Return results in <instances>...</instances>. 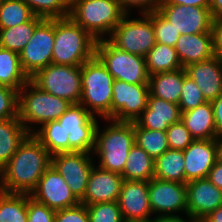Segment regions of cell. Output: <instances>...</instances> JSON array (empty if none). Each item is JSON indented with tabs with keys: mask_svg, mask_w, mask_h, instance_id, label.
<instances>
[{
	"mask_svg": "<svg viewBox=\"0 0 222 222\" xmlns=\"http://www.w3.org/2000/svg\"><path fill=\"white\" fill-rule=\"evenodd\" d=\"M51 166V154L29 134L0 170V188L6 193L30 194Z\"/></svg>",
	"mask_w": 222,
	"mask_h": 222,
	"instance_id": "cell-1",
	"label": "cell"
},
{
	"mask_svg": "<svg viewBox=\"0 0 222 222\" xmlns=\"http://www.w3.org/2000/svg\"><path fill=\"white\" fill-rule=\"evenodd\" d=\"M109 125L100 130L99 123L95 133L93 153L98 157V167L122 174L131 147L135 144L134 122L106 119Z\"/></svg>",
	"mask_w": 222,
	"mask_h": 222,
	"instance_id": "cell-2",
	"label": "cell"
},
{
	"mask_svg": "<svg viewBox=\"0 0 222 222\" xmlns=\"http://www.w3.org/2000/svg\"><path fill=\"white\" fill-rule=\"evenodd\" d=\"M70 105L67 100L41 90L31 80L18 91V118L29 134H34L37 128L48 122L58 120Z\"/></svg>",
	"mask_w": 222,
	"mask_h": 222,
	"instance_id": "cell-3",
	"label": "cell"
},
{
	"mask_svg": "<svg viewBox=\"0 0 222 222\" xmlns=\"http://www.w3.org/2000/svg\"><path fill=\"white\" fill-rule=\"evenodd\" d=\"M96 40L70 17L55 19L52 63L81 66L95 56Z\"/></svg>",
	"mask_w": 222,
	"mask_h": 222,
	"instance_id": "cell-4",
	"label": "cell"
},
{
	"mask_svg": "<svg viewBox=\"0 0 222 222\" xmlns=\"http://www.w3.org/2000/svg\"><path fill=\"white\" fill-rule=\"evenodd\" d=\"M125 14L117 0H71L70 3L69 17L96 41L109 38Z\"/></svg>",
	"mask_w": 222,
	"mask_h": 222,
	"instance_id": "cell-5",
	"label": "cell"
},
{
	"mask_svg": "<svg viewBox=\"0 0 222 222\" xmlns=\"http://www.w3.org/2000/svg\"><path fill=\"white\" fill-rule=\"evenodd\" d=\"M114 78L103 63L94 56L81 65L82 96L79 104L92 115L111 119L112 86Z\"/></svg>",
	"mask_w": 222,
	"mask_h": 222,
	"instance_id": "cell-6",
	"label": "cell"
},
{
	"mask_svg": "<svg viewBox=\"0 0 222 222\" xmlns=\"http://www.w3.org/2000/svg\"><path fill=\"white\" fill-rule=\"evenodd\" d=\"M95 56L114 79L131 84H148L146 58L118 49L108 39L96 42Z\"/></svg>",
	"mask_w": 222,
	"mask_h": 222,
	"instance_id": "cell-7",
	"label": "cell"
},
{
	"mask_svg": "<svg viewBox=\"0 0 222 222\" xmlns=\"http://www.w3.org/2000/svg\"><path fill=\"white\" fill-rule=\"evenodd\" d=\"M140 14L141 17L130 19L132 14L126 13L107 39L120 50L146 57L156 44L155 31L152 17Z\"/></svg>",
	"mask_w": 222,
	"mask_h": 222,
	"instance_id": "cell-8",
	"label": "cell"
},
{
	"mask_svg": "<svg viewBox=\"0 0 222 222\" xmlns=\"http://www.w3.org/2000/svg\"><path fill=\"white\" fill-rule=\"evenodd\" d=\"M30 80L41 90L79 104L82 96L81 66L49 64L37 71Z\"/></svg>",
	"mask_w": 222,
	"mask_h": 222,
	"instance_id": "cell-9",
	"label": "cell"
},
{
	"mask_svg": "<svg viewBox=\"0 0 222 222\" xmlns=\"http://www.w3.org/2000/svg\"><path fill=\"white\" fill-rule=\"evenodd\" d=\"M68 138V152L93 153L95 133L100 121L81 104H71L57 120Z\"/></svg>",
	"mask_w": 222,
	"mask_h": 222,
	"instance_id": "cell-10",
	"label": "cell"
},
{
	"mask_svg": "<svg viewBox=\"0 0 222 222\" xmlns=\"http://www.w3.org/2000/svg\"><path fill=\"white\" fill-rule=\"evenodd\" d=\"M54 39L55 19H43L19 54L21 67L29 78L52 63Z\"/></svg>",
	"mask_w": 222,
	"mask_h": 222,
	"instance_id": "cell-11",
	"label": "cell"
},
{
	"mask_svg": "<svg viewBox=\"0 0 222 222\" xmlns=\"http://www.w3.org/2000/svg\"><path fill=\"white\" fill-rule=\"evenodd\" d=\"M92 153L62 152L51 155V165L63 177L73 196L80 202L94 166Z\"/></svg>",
	"mask_w": 222,
	"mask_h": 222,
	"instance_id": "cell-12",
	"label": "cell"
},
{
	"mask_svg": "<svg viewBox=\"0 0 222 222\" xmlns=\"http://www.w3.org/2000/svg\"><path fill=\"white\" fill-rule=\"evenodd\" d=\"M112 92V120L134 122L147 107L148 84H131L114 79Z\"/></svg>",
	"mask_w": 222,
	"mask_h": 222,
	"instance_id": "cell-13",
	"label": "cell"
},
{
	"mask_svg": "<svg viewBox=\"0 0 222 222\" xmlns=\"http://www.w3.org/2000/svg\"><path fill=\"white\" fill-rule=\"evenodd\" d=\"M148 189L154 216L187 214L186 184L152 178L148 182Z\"/></svg>",
	"mask_w": 222,
	"mask_h": 222,
	"instance_id": "cell-14",
	"label": "cell"
},
{
	"mask_svg": "<svg viewBox=\"0 0 222 222\" xmlns=\"http://www.w3.org/2000/svg\"><path fill=\"white\" fill-rule=\"evenodd\" d=\"M157 10L181 35L212 33L213 18L209 7L160 4Z\"/></svg>",
	"mask_w": 222,
	"mask_h": 222,
	"instance_id": "cell-15",
	"label": "cell"
},
{
	"mask_svg": "<svg viewBox=\"0 0 222 222\" xmlns=\"http://www.w3.org/2000/svg\"><path fill=\"white\" fill-rule=\"evenodd\" d=\"M30 197L54 211L74 207L80 203L71 193L66 181L52 165L38 180Z\"/></svg>",
	"mask_w": 222,
	"mask_h": 222,
	"instance_id": "cell-16",
	"label": "cell"
},
{
	"mask_svg": "<svg viewBox=\"0 0 222 222\" xmlns=\"http://www.w3.org/2000/svg\"><path fill=\"white\" fill-rule=\"evenodd\" d=\"M118 203L125 222L149 221L153 218L146 181L124 180Z\"/></svg>",
	"mask_w": 222,
	"mask_h": 222,
	"instance_id": "cell-17",
	"label": "cell"
},
{
	"mask_svg": "<svg viewBox=\"0 0 222 222\" xmlns=\"http://www.w3.org/2000/svg\"><path fill=\"white\" fill-rule=\"evenodd\" d=\"M187 214L193 219H201L222 205V190L207 178L186 183Z\"/></svg>",
	"mask_w": 222,
	"mask_h": 222,
	"instance_id": "cell-18",
	"label": "cell"
},
{
	"mask_svg": "<svg viewBox=\"0 0 222 222\" xmlns=\"http://www.w3.org/2000/svg\"><path fill=\"white\" fill-rule=\"evenodd\" d=\"M123 181L121 174L101 169L95 164L88 178L86 193L80 203L91 205L118 201Z\"/></svg>",
	"mask_w": 222,
	"mask_h": 222,
	"instance_id": "cell-19",
	"label": "cell"
},
{
	"mask_svg": "<svg viewBox=\"0 0 222 222\" xmlns=\"http://www.w3.org/2000/svg\"><path fill=\"white\" fill-rule=\"evenodd\" d=\"M188 77L201 89L206 101H213L222 94V59L216 55L210 59L191 63L184 67Z\"/></svg>",
	"mask_w": 222,
	"mask_h": 222,
	"instance_id": "cell-20",
	"label": "cell"
},
{
	"mask_svg": "<svg viewBox=\"0 0 222 222\" xmlns=\"http://www.w3.org/2000/svg\"><path fill=\"white\" fill-rule=\"evenodd\" d=\"M185 180L207 178L217 160L214 139L194 140L184 151Z\"/></svg>",
	"mask_w": 222,
	"mask_h": 222,
	"instance_id": "cell-21",
	"label": "cell"
},
{
	"mask_svg": "<svg viewBox=\"0 0 222 222\" xmlns=\"http://www.w3.org/2000/svg\"><path fill=\"white\" fill-rule=\"evenodd\" d=\"M181 111L178 104L149 94L147 107L135 122L142 128L166 131L170 125L179 122Z\"/></svg>",
	"mask_w": 222,
	"mask_h": 222,
	"instance_id": "cell-22",
	"label": "cell"
},
{
	"mask_svg": "<svg viewBox=\"0 0 222 222\" xmlns=\"http://www.w3.org/2000/svg\"><path fill=\"white\" fill-rule=\"evenodd\" d=\"M182 67L215 56L213 33L180 35L174 46Z\"/></svg>",
	"mask_w": 222,
	"mask_h": 222,
	"instance_id": "cell-23",
	"label": "cell"
},
{
	"mask_svg": "<svg viewBox=\"0 0 222 222\" xmlns=\"http://www.w3.org/2000/svg\"><path fill=\"white\" fill-rule=\"evenodd\" d=\"M180 120L195 140L214 139L217 135L213 107L209 101L195 109L181 112Z\"/></svg>",
	"mask_w": 222,
	"mask_h": 222,
	"instance_id": "cell-24",
	"label": "cell"
},
{
	"mask_svg": "<svg viewBox=\"0 0 222 222\" xmlns=\"http://www.w3.org/2000/svg\"><path fill=\"white\" fill-rule=\"evenodd\" d=\"M184 82V68L176 71L152 74L149 77V93L175 104L179 103Z\"/></svg>",
	"mask_w": 222,
	"mask_h": 222,
	"instance_id": "cell-25",
	"label": "cell"
},
{
	"mask_svg": "<svg viewBox=\"0 0 222 222\" xmlns=\"http://www.w3.org/2000/svg\"><path fill=\"white\" fill-rule=\"evenodd\" d=\"M29 132L18 117L0 121V170L15 154Z\"/></svg>",
	"mask_w": 222,
	"mask_h": 222,
	"instance_id": "cell-26",
	"label": "cell"
},
{
	"mask_svg": "<svg viewBox=\"0 0 222 222\" xmlns=\"http://www.w3.org/2000/svg\"><path fill=\"white\" fill-rule=\"evenodd\" d=\"M155 160L137 144H134L127 157L121 174L124 180L146 181L154 178Z\"/></svg>",
	"mask_w": 222,
	"mask_h": 222,
	"instance_id": "cell-27",
	"label": "cell"
},
{
	"mask_svg": "<svg viewBox=\"0 0 222 222\" xmlns=\"http://www.w3.org/2000/svg\"><path fill=\"white\" fill-rule=\"evenodd\" d=\"M184 154L168 149L155 160L154 178L186 184Z\"/></svg>",
	"mask_w": 222,
	"mask_h": 222,
	"instance_id": "cell-28",
	"label": "cell"
},
{
	"mask_svg": "<svg viewBox=\"0 0 222 222\" xmlns=\"http://www.w3.org/2000/svg\"><path fill=\"white\" fill-rule=\"evenodd\" d=\"M29 80L21 67L19 54L0 47V85L19 91Z\"/></svg>",
	"mask_w": 222,
	"mask_h": 222,
	"instance_id": "cell-29",
	"label": "cell"
},
{
	"mask_svg": "<svg viewBox=\"0 0 222 222\" xmlns=\"http://www.w3.org/2000/svg\"><path fill=\"white\" fill-rule=\"evenodd\" d=\"M145 58L149 75L183 68L175 48L166 44L156 42Z\"/></svg>",
	"mask_w": 222,
	"mask_h": 222,
	"instance_id": "cell-30",
	"label": "cell"
},
{
	"mask_svg": "<svg viewBox=\"0 0 222 222\" xmlns=\"http://www.w3.org/2000/svg\"><path fill=\"white\" fill-rule=\"evenodd\" d=\"M42 20L43 18L35 15L31 20L21 23L20 25L0 29V47L20 54L25 45L32 38L35 27Z\"/></svg>",
	"mask_w": 222,
	"mask_h": 222,
	"instance_id": "cell-31",
	"label": "cell"
},
{
	"mask_svg": "<svg viewBox=\"0 0 222 222\" xmlns=\"http://www.w3.org/2000/svg\"><path fill=\"white\" fill-rule=\"evenodd\" d=\"M33 135L51 155L68 152L69 135L57 120L44 124Z\"/></svg>",
	"mask_w": 222,
	"mask_h": 222,
	"instance_id": "cell-32",
	"label": "cell"
},
{
	"mask_svg": "<svg viewBox=\"0 0 222 222\" xmlns=\"http://www.w3.org/2000/svg\"><path fill=\"white\" fill-rule=\"evenodd\" d=\"M134 131L135 144L141 147L154 160L169 149L166 131L142 128L135 121Z\"/></svg>",
	"mask_w": 222,
	"mask_h": 222,
	"instance_id": "cell-33",
	"label": "cell"
},
{
	"mask_svg": "<svg viewBox=\"0 0 222 222\" xmlns=\"http://www.w3.org/2000/svg\"><path fill=\"white\" fill-rule=\"evenodd\" d=\"M27 194L0 191V222H27Z\"/></svg>",
	"mask_w": 222,
	"mask_h": 222,
	"instance_id": "cell-34",
	"label": "cell"
},
{
	"mask_svg": "<svg viewBox=\"0 0 222 222\" xmlns=\"http://www.w3.org/2000/svg\"><path fill=\"white\" fill-rule=\"evenodd\" d=\"M35 14L23 0H2L0 29L11 28L31 20Z\"/></svg>",
	"mask_w": 222,
	"mask_h": 222,
	"instance_id": "cell-35",
	"label": "cell"
},
{
	"mask_svg": "<svg viewBox=\"0 0 222 222\" xmlns=\"http://www.w3.org/2000/svg\"><path fill=\"white\" fill-rule=\"evenodd\" d=\"M32 12L43 19H61L70 15V0H23Z\"/></svg>",
	"mask_w": 222,
	"mask_h": 222,
	"instance_id": "cell-36",
	"label": "cell"
},
{
	"mask_svg": "<svg viewBox=\"0 0 222 222\" xmlns=\"http://www.w3.org/2000/svg\"><path fill=\"white\" fill-rule=\"evenodd\" d=\"M89 222H125L118 201L86 205Z\"/></svg>",
	"mask_w": 222,
	"mask_h": 222,
	"instance_id": "cell-37",
	"label": "cell"
},
{
	"mask_svg": "<svg viewBox=\"0 0 222 222\" xmlns=\"http://www.w3.org/2000/svg\"><path fill=\"white\" fill-rule=\"evenodd\" d=\"M148 14L152 17L156 42L174 47L181 34L158 10L148 12Z\"/></svg>",
	"mask_w": 222,
	"mask_h": 222,
	"instance_id": "cell-38",
	"label": "cell"
},
{
	"mask_svg": "<svg viewBox=\"0 0 222 222\" xmlns=\"http://www.w3.org/2000/svg\"><path fill=\"white\" fill-rule=\"evenodd\" d=\"M205 102L207 101L203 97L201 89L196 85L194 80L187 76L184 69V82L178 103L180 111L186 112L195 109Z\"/></svg>",
	"mask_w": 222,
	"mask_h": 222,
	"instance_id": "cell-39",
	"label": "cell"
},
{
	"mask_svg": "<svg viewBox=\"0 0 222 222\" xmlns=\"http://www.w3.org/2000/svg\"><path fill=\"white\" fill-rule=\"evenodd\" d=\"M169 149L184 151L195 139L180 120L166 130Z\"/></svg>",
	"mask_w": 222,
	"mask_h": 222,
	"instance_id": "cell-40",
	"label": "cell"
},
{
	"mask_svg": "<svg viewBox=\"0 0 222 222\" xmlns=\"http://www.w3.org/2000/svg\"><path fill=\"white\" fill-rule=\"evenodd\" d=\"M18 117V91L0 85V121Z\"/></svg>",
	"mask_w": 222,
	"mask_h": 222,
	"instance_id": "cell-41",
	"label": "cell"
},
{
	"mask_svg": "<svg viewBox=\"0 0 222 222\" xmlns=\"http://www.w3.org/2000/svg\"><path fill=\"white\" fill-rule=\"evenodd\" d=\"M56 211L39 203L27 194V222H55Z\"/></svg>",
	"mask_w": 222,
	"mask_h": 222,
	"instance_id": "cell-42",
	"label": "cell"
},
{
	"mask_svg": "<svg viewBox=\"0 0 222 222\" xmlns=\"http://www.w3.org/2000/svg\"><path fill=\"white\" fill-rule=\"evenodd\" d=\"M55 222H89L86 205L79 203L77 206L56 211Z\"/></svg>",
	"mask_w": 222,
	"mask_h": 222,
	"instance_id": "cell-43",
	"label": "cell"
},
{
	"mask_svg": "<svg viewBox=\"0 0 222 222\" xmlns=\"http://www.w3.org/2000/svg\"><path fill=\"white\" fill-rule=\"evenodd\" d=\"M120 7L130 13L133 8H138L139 13H148L157 10L162 0H117Z\"/></svg>",
	"mask_w": 222,
	"mask_h": 222,
	"instance_id": "cell-44",
	"label": "cell"
},
{
	"mask_svg": "<svg viewBox=\"0 0 222 222\" xmlns=\"http://www.w3.org/2000/svg\"><path fill=\"white\" fill-rule=\"evenodd\" d=\"M214 53L222 59V20H213L212 24Z\"/></svg>",
	"mask_w": 222,
	"mask_h": 222,
	"instance_id": "cell-45",
	"label": "cell"
},
{
	"mask_svg": "<svg viewBox=\"0 0 222 222\" xmlns=\"http://www.w3.org/2000/svg\"><path fill=\"white\" fill-rule=\"evenodd\" d=\"M214 119H215V127L217 134L222 133V94L219 95L215 100L211 101Z\"/></svg>",
	"mask_w": 222,
	"mask_h": 222,
	"instance_id": "cell-46",
	"label": "cell"
},
{
	"mask_svg": "<svg viewBox=\"0 0 222 222\" xmlns=\"http://www.w3.org/2000/svg\"><path fill=\"white\" fill-rule=\"evenodd\" d=\"M207 179L217 188L222 190V162L221 161L216 160L214 166L209 171Z\"/></svg>",
	"mask_w": 222,
	"mask_h": 222,
	"instance_id": "cell-47",
	"label": "cell"
},
{
	"mask_svg": "<svg viewBox=\"0 0 222 222\" xmlns=\"http://www.w3.org/2000/svg\"><path fill=\"white\" fill-rule=\"evenodd\" d=\"M211 0H162L160 4L189 5L196 7H210Z\"/></svg>",
	"mask_w": 222,
	"mask_h": 222,
	"instance_id": "cell-48",
	"label": "cell"
},
{
	"mask_svg": "<svg viewBox=\"0 0 222 222\" xmlns=\"http://www.w3.org/2000/svg\"><path fill=\"white\" fill-rule=\"evenodd\" d=\"M187 218V219H185ZM185 218L180 215H172V216H154L151 221L152 222H190L193 218H191L188 214L185 215Z\"/></svg>",
	"mask_w": 222,
	"mask_h": 222,
	"instance_id": "cell-49",
	"label": "cell"
},
{
	"mask_svg": "<svg viewBox=\"0 0 222 222\" xmlns=\"http://www.w3.org/2000/svg\"><path fill=\"white\" fill-rule=\"evenodd\" d=\"M209 9L213 20H222V0H211Z\"/></svg>",
	"mask_w": 222,
	"mask_h": 222,
	"instance_id": "cell-50",
	"label": "cell"
},
{
	"mask_svg": "<svg viewBox=\"0 0 222 222\" xmlns=\"http://www.w3.org/2000/svg\"><path fill=\"white\" fill-rule=\"evenodd\" d=\"M201 220L203 222H222V205Z\"/></svg>",
	"mask_w": 222,
	"mask_h": 222,
	"instance_id": "cell-51",
	"label": "cell"
},
{
	"mask_svg": "<svg viewBox=\"0 0 222 222\" xmlns=\"http://www.w3.org/2000/svg\"><path fill=\"white\" fill-rule=\"evenodd\" d=\"M214 141L216 144L217 160L222 162V133L217 134Z\"/></svg>",
	"mask_w": 222,
	"mask_h": 222,
	"instance_id": "cell-52",
	"label": "cell"
},
{
	"mask_svg": "<svg viewBox=\"0 0 222 222\" xmlns=\"http://www.w3.org/2000/svg\"><path fill=\"white\" fill-rule=\"evenodd\" d=\"M190 222H203L201 219H192Z\"/></svg>",
	"mask_w": 222,
	"mask_h": 222,
	"instance_id": "cell-53",
	"label": "cell"
},
{
	"mask_svg": "<svg viewBox=\"0 0 222 222\" xmlns=\"http://www.w3.org/2000/svg\"><path fill=\"white\" fill-rule=\"evenodd\" d=\"M138 222H152L151 220H149V221H138Z\"/></svg>",
	"mask_w": 222,
	"mask_h": 222,
	"instance_id": "cell-54",
	"label": "cell"
}]
</instances>
